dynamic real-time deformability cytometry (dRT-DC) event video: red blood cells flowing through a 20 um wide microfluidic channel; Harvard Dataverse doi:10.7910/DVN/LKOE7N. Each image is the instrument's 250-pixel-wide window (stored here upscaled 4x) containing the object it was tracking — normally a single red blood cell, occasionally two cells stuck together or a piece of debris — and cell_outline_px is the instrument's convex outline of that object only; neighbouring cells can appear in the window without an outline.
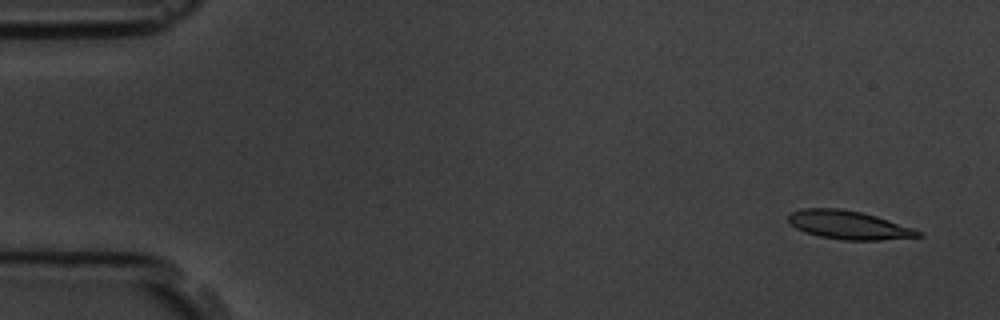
{"species": "common noctule bat (a hibernating species)", "species_latin": "Nyctalus noctula", "temperature_condition": "room temperature", "stored_images_in_passage": 8, "camera_frame_rate_fps": 3000, "um_per_image_px": 0.085, "animal": {"sex": "male", "body_mass_g": 19.5, "forearm_length_mm": 54.6}, "frame": {"image": 1, "passage_image": 1, "time_ms": 0.0, "image_size_px": [1000, 320], "cell_outline_px": [[924, 236], [880, 240], [844, 240], [820, 236], [804, 232], [796, 228], [788, 220], [788, 216], [792, 212], [804, 208], [840, 208], [860, 212], [876, 216], [924, 232]], "centroid_in_image_um": [72.15, 19.13], "position_along_channel_um": 12.9, "area_um2": 21.39}}
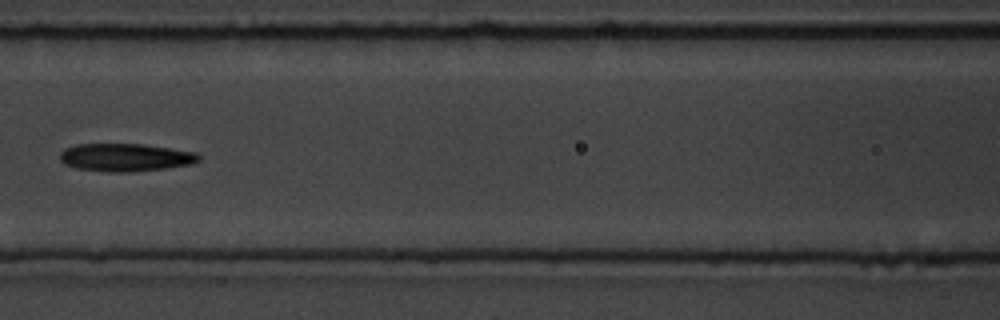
{"frame": {"image": 2, "passage_image": 7, "time_ms": 7.0, "image_size_px": [1000, 320], "cell_outline_px": [[200, 160], [192, 164], [164, 168], [128, 172], [108, 172], [76, 168], [64, 164], [60, 160], [60, 152], [64, 148], [76, 144], [144, 144], [196, 152], [200, 156]], "centroid_in_image_um": [10.64, 13.37], "position_along_channel_um": 156.0, "area_um2": 22.6}}
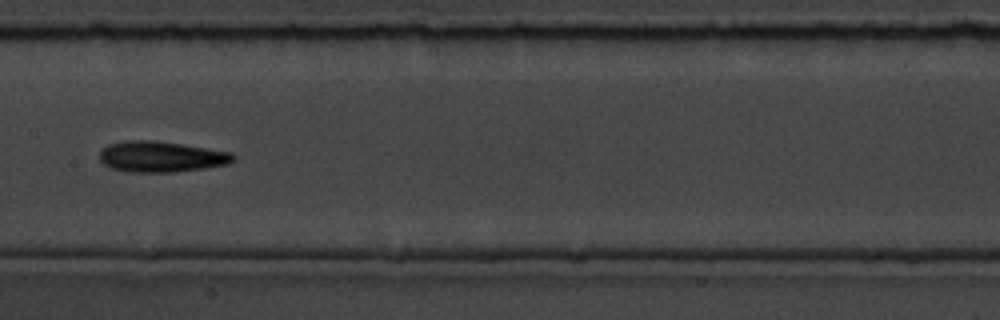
{"frame": {"image": 3, "passage_image": 8, "time_ms": 8.0, "image_size_px": [1000, 320], "cell_outline_px": [[236, 160], [228, 164], [204, 168], [176, 172], [128, 172], [112, 168], [104, 164], [100, 160], [100, 152], [108, 144], [128, 140], [152, 140], [180, 144], [232, 152], [236, 156]], "centroid_in_image_um": [13.72, 13.32], "position_along_channel_um": 193.7, "area_um2": 23.99}}